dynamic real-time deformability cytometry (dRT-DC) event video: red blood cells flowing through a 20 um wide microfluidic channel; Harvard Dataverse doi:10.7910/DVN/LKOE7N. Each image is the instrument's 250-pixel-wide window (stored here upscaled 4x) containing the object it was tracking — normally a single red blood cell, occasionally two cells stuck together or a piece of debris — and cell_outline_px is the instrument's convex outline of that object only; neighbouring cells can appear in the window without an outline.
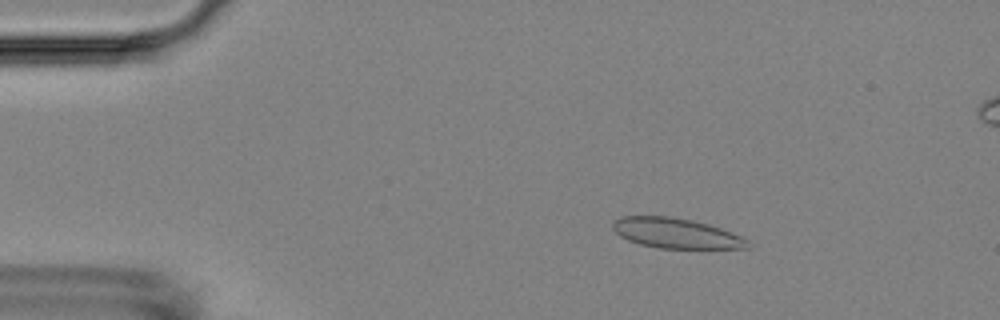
{"species": "Egyptian fruit bat (a non-hibernating species)", "species_latin": "Rousettus aegyptiacus", "temperature_condition": "room temperature", "stored_images_in_passage": 4, "camera_frame_rate_fps": 3000, "um_per_image_px": 0.085, "animal": {"sex": "female"}, "frame": {"image": 1, "passage_image": 2, "time_ms": 1.0, "image_size_px": [1000, 320], "cell_outline_px": [[752, 248], [656, 248], [640, 244], [628, 240], [620, 236], [612, 228], [612, 220], [620, 216], [668, 216], [692, 220], [708, 224], [732, 232], [748, 240]], "centroid_in_image_um": [57.44, 19.82], "position_along_channel_um": 27.6, "area_um2": 23.76}}